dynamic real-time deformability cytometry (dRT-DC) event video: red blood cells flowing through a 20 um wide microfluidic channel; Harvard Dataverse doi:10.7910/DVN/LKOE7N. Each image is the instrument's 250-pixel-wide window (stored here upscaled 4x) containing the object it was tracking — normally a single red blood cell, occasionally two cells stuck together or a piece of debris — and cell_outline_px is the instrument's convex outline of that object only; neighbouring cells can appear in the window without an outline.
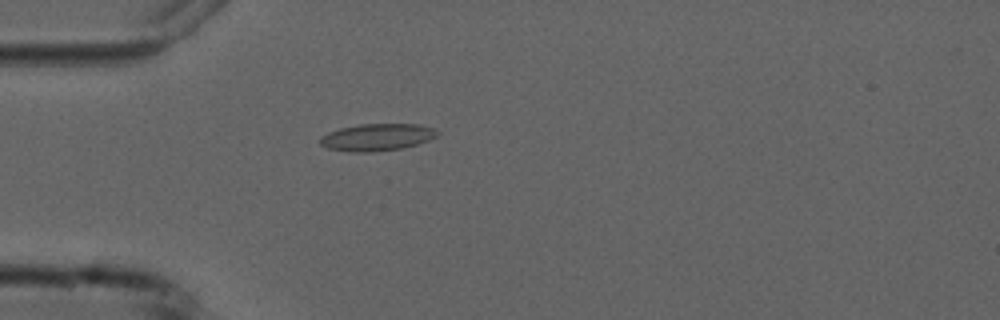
{"species": "common noctule bat (a hibernating species)", "species_latin": "Nyctalus noctula", "temperature_condition": "cold", "stored_images_in_passage": 1, "camera_frame_rate_fps": 3000, "um_per_image_px": 0.085, "animal": {"sex": "male", "forearm_length_mm": 52.5}, "frame": {"image": 1, "passage_image": 1, "time_ms": 0.0, "image_size_px": [1000, 320], "cell_outline_px": [[440, 132], [436, 136], [428, 140], [404, 148], [372, 152], [348, 152], [328, 148], [320, 144], [320, 136], [328, 132], [340, 128], [360, 124], [416, 124], [432, 128]], "centroid_in_image_um": [32.01, 11.67], "position_along_channel_um": 53.0, "area_um2": 18.5}}